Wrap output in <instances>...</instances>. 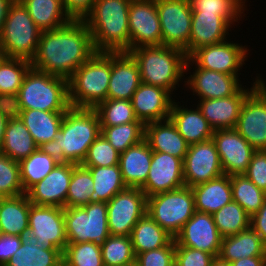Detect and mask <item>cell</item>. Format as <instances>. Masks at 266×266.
I'll list each match as a JSON object with an SVG mask.
<instances>
[{
    "label": "cell",
    "mask_w": 266,
    "mask_h": 266,
    "mask_svg": "<svg viewBox=\"0 0 266 266\" xmlns=\"http://www.w3.org/2000/svg\"><path fill=\"white\" fill-rule=\"evenodd\" d=\"M95 52L87 23L72 19L60 28L41 32L31 66L68 80Z\"/></svg>",
    "instance_id": "cell-1"
},
{
    "label": "cell",
    "mask_w": 266,
    "mask_h": 266,
    "mask_svg": "<svg viewBox=\"0 0 266 266\" xmlns=\"http://www.w3.org/2000/svg\"><path fill=\"white\" fill-rule=\"evenodd\" d=\"M100 134V119L95 109L70 107L48 150L59 163L81 164Z\"/></svg>",
    "instance_id": "cell-2"
},
{
    "label": "cell",
    "mask_w": 266,
    "mask_h": 266,
    "mask_svg": "<svg viewBox=\"0 0 266 266\" xmlns=\"http://www.w3.org/2000/svg\"><path fill=\"white\" fill-rule=\"evenodd\" d=\"M131 0H96L83 19L92 36L96 52H129L128 24Z\"/></svg>",
    "instance_id": "cell-3"
},
{
    "label": "cell",
    "mask_w": 266,
    "mask_h": 266,
    "mask_svg": "<svg viewBox=\"0 0 266 266\" xmlns=\"http://www.w3.org/2000/svg\"><path fill=\"white\" fill-rule=\"evenodd\" d=\"M137 61L141 82L167 90L173 94L179 81L184 80L187 55L173 46H141L129 51ZM186 72V73H185Z\"/></svg>",
    "instance_id": "cell-4"
},
{
    "label": "cell",
    "mask_w": 266,
    "mask_h": 266,
    "mask_svg": "<svg viewBox=\"0 0 266 266\" xmlns=\"http://www.w3.org/2000/svg\"><path fill=\"white\" fill-rule=\"evenodd\" d=\"M111 52H95L68 79L71 107L95 109L107 99Z\"/></svg>",
    "instance_id": "cell-5"
},
{
    "label": "cell",
    "mask_w": 266,
    "mask_h": 266,
    "mask_svg": "<svg viewBox=\"0 0 266 266\" xmlns=\"http://www.w3.org/2000/svg\"><path fill=\"white\" fill-rule=\"evenodd\" d=\"M22 110L66 112L70 107L68 80L30 68L18 91Z\"/></svg>",
    "instance_id": "cell-6"
},
{
    "label": "cell",
    "mask_w": 266,
    "mask_h": 266,
    "mask_svg": "<svg viewBox=\"0 0 266 266\" xmlns=\"http://www.w3.org/2000/svg\"><path fill=\"white\" fill-rule=\"evenodd\" d=\"M41 32L21 1L14 0L0 33V46L7 57L31 61L37 53Z\"/></svg>",
    "instance_id": "cell-7"
},
{
    "label": "cell",
    "mask_w": 266,
    "mask_h": 266,
    "mask_svg": "<svg viewBox=\"0 0 266 266\" xmlns=\"http://www.w3.org/2000/svg\"><path fill=\"white\" fill-rule=\"evenodd\" d=\"M194 212V195L188 186L147 197V214L173 237Z\"/></svg>",
    "instance_id": "cell-8"
},
{
    "label": "cell",
    "mask_w": 266,
    "mask_h": 266,
    "mask_svg": "<svg viewBox=\"0 0 266 266\" xmlns=\"http://www.w3.org/2000/svg\"><path fill=\"white\" fill-rule=\"evenodd\" d=\"M68 243L102 244L109 236L107 203H89L83 207L64 208Z\"/></svg>",
    "instance_id": "cell-9"
},
{
    "label": "cell",
    "mask_w": 266,
    "mask_h": 266,
    "mask_svg": "<svg viewBox=\"0 0 266 266\" xmlns=\"http://www.w3.org/2000/svg\"><path fill=\"white\" fill-rule=\"evenodd\" d=\"M162 34V45L184 50L189 57L192 10L189 0H155Z\"/></svg>",
    "instance_id": "cell-10"
},
{
    "label": "cell",
    "mask_w": 266,
    "mask_h": 266,
    "mask_svg": "<svg viewBox=\"0 0 266 266\" xmlns=\"http://www.w3.org/2000/svg\"><path fill=\"white\" fill-rule=\"evenodd\" d=\"M147 213V196L140 188L127 187L107 202L109 233L130 236L134 225Z\"/></svg>",
    "instance_id": "cell-11"
},
{
    "label": "cell",
    "mask_w": 266,
    "mask_h": 266,
    "mask_svg": "<svg viewBox=\"0 0 266 266\" xmlns=\"http://www.w3.org/2000/svg\"><path fill=\"white\" fill-rule=\"evenodd\" d=\"M225 40L221 43L212 44L195 50L186 61V71L190 64L208 70L221 72L227 75L239 77L238 71L248 59L246 46ZM193 64H192V63ZM241 67V68H240Z\"/></svg>",
    "instance_id": "cell-12"
},
{
    "label": "cell",
    "mask_w": 266,
    "mask_h": 266,
    "mask_svg": "<svg viewBox=\"0 0 266 266\" xmlns=\"http://www.w3.org/2000/svg\"><path fill=\"white\" fill-rule=\"evenodd\" d=\"M28 231L37 237L39 248H57L62 252L67 245L64 208L31 204Z\"/></svg>",
    "instance_id": "cell-13"
},
{
    "label": "cell",
    "mask_w": 266,
    "mask_h": 266,
    "mask_svg": "<svg viewBox=\"0 0 266 266\" xmlns=\"http://www.w3.org/2000/svg\"><path fill=\"white\" fill-rule=\"evenodd\" d=\"M130 50L161 46L162 34L155 0H131L128 15Z\"/></svg>",
    "instance_id": "cell-14"
},
{
    "label": "cell",
    "mask_w": 266,
    "mask_h": 266,
    "mask_svg": "<svg viewBox=\"0 0 266 266\" xmlns=\"http://www.w3.org/2000/svg\"><path fill=\"white\" fill-rule=\"evenodd\" d=\"M223 174L219 154L212 139L189 145L183 160L185 186L191 188Z\"/></svg>",
    "instance_id": "cell-15"
},
{
    "label": "cell",
    "mask_w": 266,
    "mask_h": 266,
    "mask_svg": "<svg viewBox=\"0 0 266 266\" xmlns=\"http://www.w3.org/2000/svg\"><path fill=\"white\" fill-rule=\"evenodd\" d=\"M212 140L219 154L224 174L229 176L244 174L255 149L235 128L215 130Z\"/></svg>",
    "instance_id": "cell-16"
},
{
    "label": "cell",
    "mask_w": 266,
    "mask_h": 266,
    "mask_svg": "<svg viewBox=\"0 0 266 266\" xmlns=\"http://www.w3.org/2000/svg\"><path fill=\"white\" fill-rule=\"evenodd\" d=\"M222 238L214 223L213 216L195 211L174 237V240L179 246L191 247L218 257Z\"/></svg>",
    "instance_id": "cell-17"
},
{
    "label": "cell",
    "mask_w": 266,
    "mask_h": 266,
    "mask_svg": "<svg viewBox=\"0 0 266 266\" xmlns=\"http://www.w3.org/2000/svg\"><path fill=\"white\" fill-rule=\"evenodd\" d=\"M185 186L183 160L168 153L152 151L146 183L140 188L147 197Z\"/></svg>",
    "instance_id": "cell-18"
},
{
    "label": "cell",
    "mask_w": 266,
    "mask_h": 266,
    "mask_svg": "<svg viewBox=\"0 0 266 266\" xmlns=\"http://www.w3.org/2000/svg\"><path fill=\"white\" fill-rule=\"evenodd\" d=\"M72 171L73 163H58L45 178L26 192L29 201L38 206L66 208Z\"/></svg>",
    "instance_id": "cell-19"
},
{
    "label": "cell",
    "mask_w": 266,
    "mask_h": 266,
    "mask_svg": "<svg viewBox=\"0 0 266 266\" xmlns=\"http://www.w3.org/2000/svg\"><path fill=\"white\" fill-rule=\"evenodd\" d=\"M195 69L185 82V86L192 90L199 99H218L237 94L244 86L235 75H227L213 70L199 67ZM187 84V85H186ZM195 93V94H194Z\"/></svg>",
    "instance_id": "cell-20"
},
{
    "label": "cell",
    "mask_w": 266,
    "mask_h": 266,
    "mask_svg": "<svg viewBox=\"0 0 266 266\" xmlns=\"http://www.w3.org/2000/svg\"><path fill=\"white\" fill-rule=\"evenodd\" d=\"M141 84L137 61L129 52H111V76L107 99L130 100Z\"/></svg>",
    "instance_id": "cell-21"
},
{
    "label": "cell",
    "mask_w": 266,
    "mask_h": 266,
    "mask_svg": "<svg viewBox=\"0 0 266 266\" xmlns=\"http://www.w3.org/2000/svg\"><path fill=\"white\" fill-rule=\"evenodd\" d=\"M173 101L167 90L143 82L131 99L135 116L144 125L169 119Z\"/></svg>",
    "instance_id": "cell-22"
},
{
    "label": "cell",
    "mask_w": 266,
    "mask_h": 266,
    "mask_svg": "<svg viewBox=\"0 0 266 266\" xmlns=\"http://www.w3.org/2000/svg\"><path fill=\"white\" fill-rule=\"evenodd\" d=\"M235 129L255 150H266V107L253 91L241 106Z\"/></svg>",
    "instance_id": "cell-23"
},
{
    "label": "cell",
    "mask_w": 266,
    "mask_h": 266,
    "mask_svg": "<svg viewBox=\"0 0 266 266\" xmlns=\"http://www.w3.org/2000/svg\"><path fill=\"white\" fill-rule=\"evenodd\" d=\"M244 88L235 95L199 101L197 107L214 131L236 127L241 106L246 96L252 91V88Z\"/></svg>",
    "instance_id": "cell-24"
},
{
    "label": "cell",
    "mask_w": 266,
    "mask_h": 266,
    "mask_svg": "<svg viewBox=\"0 0 266 266\" xmlns=\"http://www.w3.org/2000/svg\"><path fill=\"white\" fill-rule=\"evenodd\" d=\"M144 139L152 151L168 153L182 160L189 148L170 119L145 124Z\"/></svg>",
    "instance_id": "cell-25"
},
{
    "label": "cell",
    "mask_w": 266,
    "mask_h": 266,
    "mask_svg": "<svg viewBox=\"0 0 266 266\" xmlns=\"http://www.w3.org/2000/svg\"><path fill=\"white\" fill-rule=\"evenodd\" d=\"M230 27L218 14L192 12L189 56L201 47L227 40Z\"/></svg>",
    "instance_id": "cell-26"
},
{
    "label": "cell",
    "mask_w": 266,
    "mask_h": 266,
    "mask_svg": "<svg viewBox=\"0 0 266 266\" xmlns=\"http://www.w3.org/2000/svg\"><path fill=\"white\" fill-rule=\"evenodd\" d=\"M152 150L145 139L120 153L119 166L127 187L141 188L148 178Z\"/></svg>",
    "instance_id": "cell-27"
},
{
    "label": "cell",
    "mask_w": 266,
    "mask_h": 266,
    "mask_svg": "<svg viewBox=\"0 0 266 266\" xmlns=\"http://www.w3.org/2000/svg\"><path fill=\"white\" fill-rule=\"evenodd\" d=\"M177 103L179 102L173 101L169 119L185 141L192 145L212 139L214 130L199 108L188 109L179 106Z\"/></svg>",
    "instance_id": "cell-28"
},
{
    "label": "cell",
    "mask_w": 266,
    "mask_h": 266,
    "mask_svg": "<svg viewBox=\"0 0 266 266\" xmlns=\"http://www.w3.org/2000/svg\"><path fill=\"white\" fill-rule=\"evenodd\" d=\"M195 211L213 215L232 201L230 176L223 174L213 180L191 187Z\"/></svg>",
    "instance_id": "cell-29"
},
{
    "label": "cell",
    "mask_w": 266,
    "mask_h": 266,
    "mask_svg": "<svg viewBox=\"0 0 266 266\" xmlns=\"http://www.w3.org/2000/svg\"><path fill=\"white\" fill-rule=\"evenodd\" d=\"M65 112L22 110L20 116L38 147L48 148L60 130Z\"/></svg>",
    "instance_id": "cell-30"
},
{
    "label": "cell",
    "mask_w": 266,
    "mask_h": 266,
    "mask_svg": "<svg viewBox=\"0 0 266 266\" xmlns=\"http://www.w3.org/2000/svg\"><path fill=\"white\" fill-rule=\"evenodd\" d=\"M37 237L29 231L22 244L5 266H63V252L57 248H39Z\"/></svg>",
    "instance_id": "cell-31"
},
{
    "label": "cell",
    "mask_w": 266,
    "mask_h": 266,
    "mask_svg": "<svg viewBox=\"0 0 266 266\" xmlns=\"http://www.w3.org/2000/svg\"><path fill=\"white\" fill-rule=\"evenodd\" d=\"M32 203L27 194L0 198V233L23 236L29 229V210Z\"/></svg>",
    "instance_id": "cell-32"
},
{
    "label": "cell",
    "mask_w": 266,
    "mask_h": 266,
    "mask_svg": "<svg viewBox=\"0 0 266 266\" xmlns=\"http://www.w3.org/2000/svg\"><path fill=\"white\" fill-rule=\"evenodd\" d=\"M254 256H266V245L251 227L236 235L222 238L219 253L222 260L231 263L241 258Z\"/></svg>",
    "instance_id": "cell-33"
},
{
    "label": "cell",
    "mask_w": 266,
    "mask_h": 266,
    "mask_svg": "<svg viewBox=\"0 0 266 266\" xmlns=\"http://www.w3.org/2000/svg\"><path fill=\"white\" fill-rule=\"evenodd\" d=\"M20 1L41 31L60 28L72 20L66 13L62 0Z\"/></svg>",
    "instance_id": "cell-34"
},
{
    "label": "cell",
    "mask_w": 266,
    "mask_h": 266,
    "mask_svg": "<svg viewBox=\"0 0 266 266\" xmlns=\"http://www.w3.org/2000/svg\"><path fill=\"white\" fill-rule=\"evenodd\" d=\"M130 237L135 256L141 252L167 246L174 239L147 213L134 225Z\"/></svg>",
    "instance_id": "cell-35"
},
{
    "label": "cell",
    "mask_w": 266,
    "mask_h": 266,
    "mask_svg": "<svg viewBox=\"0 0 266 266\" xmlns=\"http://www.w3.org/2000/svg\"><path fill=\"white\" fill-rule=\"evenodd\" d=\"M38 148L21 119L7 122L0 153L19 162L29 157Z\"/></svg>",
    "instance_id": "cell-36"
},
{
    "label": "cell",
    "mask_w": 266,
    "mask_h": 266,
    "mask_svg": "<svg viewBox=\"0 0 266 266\" xmlns=\"http://www.w3.org/2000/svg\"><path fill=\"white\" fill-rule=\"evenodd\" d=\"M85 168L90 171L94 182L90 203H107L113 196L127 188L119 164L108 167Z\"/></svg>",
    "instance_id": "cell-37"
},
{
    "label": "cell",
    "mask_w": 266,
    "mask_h": 266,
    "mask_svg": "<svg viewBox=\"0 0 266 266\" xmlns=\"http://www.w3.org/2000/svg\"><path fill=\"white\" fill-rule=\"evenodd\" d=\"M59 162L48 148L39 147L29 157L19 161L20 178L27 192L33 185L45 178Z\"/></svg>",
    "instance_id": "cell-38"
},
{
    "label": "cell",
    "mask_w": 266,
    "mask_h": 266,
    "mask_svg": "<svg viewBox=\"0 0 266 266\" xmlns=\"http://www.w3.org/2000/svg\"><path fill=\"white\" fill-rule=\"evenodd\" d=\"M232 200L237 202L251 217L266 200V192L259 189L244 174L230 176Z\"/></svg>",
    "instance_id": "cell-39"
},
{
    "label": "cell",
    "mask_w": 266,
    "mask_h": 266,
    "mask_svg": "<svg viewBox=\"0 0 266 266\" xmlns=\"http://www.w3.org/2000/svg\"><path fill=\"white\" fill-rule=\"evenodd\" d=\"M212 216L222 237L236 235L250 227V216L233 200Z\"/></svg>",
    "instance_id": "cell-40"
},
{
    "label": "cell",
    "mask_w": 266,
    "mask_h": 266,
    "mask_svg": "<svg viewBox=\"0 0 266 266\" xmlns=\"http://www.w3.org/2000/svg\"><path fill=\"white\" fill-rule=\"evenodd\" d=\"M100 247L104 266L135 265L136 256L130 236L110 235Z\"/></svg>",
    "instance_id": "cell-41"
},
{
    "label": "cell",
    "mask_w": 266,
    "mask_h": 266,
    "mask_svg": "<svg viewBox=\"0 0 266 266\" xmlns=\"http://www.w3.org/2000/svg\"><path fill=\"white\" fill-rule=\"evenodd\" d=\"M101 127L141 122L135 116L132 102L124 99H106L96 108Z\"/></svg>",
    "instance_id": "cell-42"
},
{
    "label": "cell",
    "mask_w": 266,
    "mask_h": 266,
    "mask_svg": "<svg viewBox=\"0 0 266 266\" xmlns=\"http://www.w3.org/2000/svg\"><path fill=\"white\" fill-rule=\"evenodd\" d=\"M93 178L90 171L81 164L73 163L72 177L70 180L66 207H83L90 203L94 191Z\"/></svg>",
    "instance_id": "cell-43"
},
{
    "label": "cell",
    "mask_w": 266,
    "mask_h": 266,
    "mask_svg": "<svg viewBox=\"0 0 266 266\" xmlns=\"http://www.w3.org/2000/svg\"><path fill=\"white\" fill-rule=\"evenodd\" d=\"M246 0H189L192 12L218 14L230 26L244 14ZM243 13V14H242Z\"/></svg>",
    "instance_id": "cell-44"
},
{
    "label": "cell",
    "mask_w": 266,
    "mask_h": 266,
    "mask_svg": "<svg viewBox=\"0 0 266 266\" xmlns=\"http://www.w3.org/2000/svg\"><path fill=\"white\" fill-rule=\"evenodd\" d=\"M101 134L119 153H122L144 139V124L142 122H131L117 126L101 127Z\"/></svg>",
    "instance_id": "cell-45"
},
{
    "label": "cell",
    "mask_w": 266,
    "mask_h": 266,
    "mask_svg": "<svg viewBox=\"0 0 266 266\" xmlns=\"http://www.w3.org/2000/svg\"><path fill=\"white\" fill-rule=\"evenodd\" d=\"M63 266H104L100 244L67 243L63 251Z\"/></svg>",
    "instance_id": "cell-46"
},
{
    "label": "cell",
    "mask_w": 266,
    "mask_h": 266,
    "mask_svg": "<svg viewBox=\"0 0 266 266\" xmlns=\"http://www.w3.org/2000/svg\"><path fill=\"white\" fill-rule=\"evenodd\" d=\"M31 61L7 57L0 65V94H18Z\"/></svg>",
    "instance_id": "cell-47"
},
{
    "label": "cell",
    "mask_w": 266,
    "mask_h": 266,
    "mask_svg": "<svg viewBox=\"0 0 266 266\" xmlns=\"http://www.w3.org/2000/svg\"><path fill=\"white\" fill-rule=\"evenodd\" d=\"M25 193L20 178L19 162L0 153V198Z\"/></svg>",
    "instance_id": "cell-48"
},
{
    "label": "cell",
    "mask_w": 266,
    "mask_h": 266,
    "mask_svg": "<svg viewBox=\"0 0 266 266\" xmlns=\"http://www.w3.org/2000/svg\"><path fill=\"white\" fill-rule=\"evenodd\" d=\"M119 158L120 153L100 134L89 147L81 165L84 167H108L119 164Z\"/></svg>",
    "instance_id": "cell-49"
},
{
    "label": "cell",
    "mask_w": 266,
    "mask_h": 266,
    "mask_svg": "<svg viewBox=\"0 0 266 266\" xmlns=\"http://www.w3.org/2000/svg\"><path fill=\"white\" fill-rule=\"evenodd\" d=\"M135 266H175V240L167 246L137 254Z\"/></svg>",
    "instance_id": "cell-50"
},
{
    "label": "cell",
    "mask_w": 266,
    "mask_h": 266,
    "mask_svg": "<svg viewBox=\"0 0 266 266\" xmlns=\"http://www.w3.org/2000/svg\"><path fill=\"white\" fill-rule=\"evenodd\" d=\"M214 258L205 251L179 246L175 242V266H211Z\"/></svg>",
    "instance_id": "cell-51"
},
{
    "label": "cell",
    "mask_w": 266,
    "mask_h": 266,
    "mask_svg": "<svg viewBox=\"0 0 266 266\" xmlns=\"http://www.w3.org/2000/svg\"><path fill=\"white\" fill-rule=\"evenodd\" d=\"M244 175L266 192V150H255Z\"/></svg>",
    "instance_id": "cell-52"
},
{
    "label": "cell",
    "mask_w": 266,
    "mask_h": 266,
    "mask_svg": "<svg viewBox=\"0 0 266 266\" xmlns=\"http://www.w3.org/2000/svg\"><path fill=\"white\" fill-rule=\"evenodd\" d=\"M0 113L8 121L20 119L22 107L18 94H0Z\"/></svg>",
    "instance_id": "cell-53"
},
{
    "label": "cell",
    "mask_w": 266,
    "mask_h": 266,
    "mask_svg": "<svg viewBox=\"0 0 266 266\" xmlns=\"http://www.w3.org/2000/svg\"><path fill=\"white\" fill-rule=\"evenodd\" d=\"M96 0H62L71 19L83 20L92 10Z\"/></svg>",
    "instance_id": "cell-54"
},
{
    "label": "cell",
    "mask_w": 266,
    "mask_h": 266,
    "mask_svg": "<svg viewBox=\"0 0 266 266\" xmlns=\"http://www.w3.org/2000/svg\"><path fill=\"white\" fill-rule=\"evenodd\" d=\"M22 244V237L0 233V266H5Z\"/></svg>",
    "instance_id": "cell-55"
},
{
    "label": "cell",
    "mask_w": 266,
    "mask_h": 266,
    "mask_svg": "<svg viewBox=\"0 0 266 266\" xmlns=\"http://www.w3.org/2000/svg\"><path fill=\"white\" fill-rule=\"evenodd\" d=\"M250 227L260 236L266 245V200L260 209L250 217Z\"/></svg>",
    "instance_id": "cell-56"
},
{
    "label": "cell",
    "mask_w": 266,
    "mask_h": 266,
    "mask_svg": "<svg viewBox=\"0 0 266 266\" xmlns=\"http://www.w3.org/2000/svg\"><path fill=\"white\" fill-rule=\"evenodd\" d=\"M229 264L230 266H266V256L241 258Z\"/></svg>",
    "instance_id": "cell-57"
},
{
    "label": "cell",
    "mask_w": 266,
    "mask_h": 266,
    "mask_svg": "<svg viewBox=\"0 0 266 266\" xmlns=\"http://www.w3.org/2000/svg\"><path fill=\"white\" fill-rule=\"evenodd\" d=\"M252 91L263 101L266 107V83L262 78L256 77Z\"/></svg>",
    "instance_id": "cell-58"
},
{
    "label": "cell",
    "mask_w": 266,
    "mask_h": 266,
    "mask_svg": "<svg viewBox=\"0 0 266 266\" xmlns=\"http://www.w3.org/2000/svg\"><path fill=\"white\" fill-rule=\"evenodd\" d=\"M13 1L14 0H0V33L2 31V27L6 19L9 6Z\"/></svg>",
    "instance_id": "cell-59"
},
{
    "label": "cell",
    "mask_w": 266,
    "mask_h": 266,
    "mask_svg": "<svg viewBox=\"0 0 266 266\" xmlns=\"http://www.w3.org/2000/svg\"><path fill=\"white\" fill-rule=\"evenodd\" d=\"M8 120L4 117L2 113H0V147L3 143L4 140V133H5V128Z\"/></svg>",
    "instance_id": "cell-60"
},
{
    "label": "cell",
    "mask_w": 266,
    "mask_h": 266,
    "mask_svg": "<svg viewBox=\"0 0 266 266\" xmlns=\"http://www.w3.org/2000/svg\"><path fill=\"white\" fill-rule=\"evenodd\" d=\"M211 266H230V264L222 260L219 256L215 257L211 263Z\"/></svg>",
    "instance_id": "cell-61"
},
{
    "label": "cell",
    "mask_w": 266,
    "mask_h": 266,
    "mask_svg": "<svg viewBox=\"0 0 266 266\" xmlns=\"http://www.w3.org/2000/svg\"><path fill=\"white\" fill-rule=\"evenodd\" d=\"M7 58V55L3 48L0 46V65L3 63V61Z\"/></svg>",
    "instance_id": "cell-62"
}]
</instances>
